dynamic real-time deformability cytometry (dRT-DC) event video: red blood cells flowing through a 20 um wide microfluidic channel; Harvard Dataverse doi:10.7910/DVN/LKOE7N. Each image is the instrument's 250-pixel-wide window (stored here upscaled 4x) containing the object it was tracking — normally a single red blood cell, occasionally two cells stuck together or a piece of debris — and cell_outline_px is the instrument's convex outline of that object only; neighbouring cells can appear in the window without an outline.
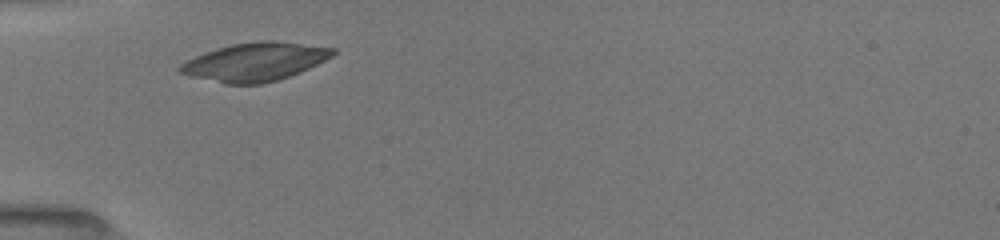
{"species": "common noctule bat (a hibernating species)", "species_latin": "Nyctalus noctula", "temperature_condition": "room temperature", "stored_images_in_passage": 28, "camera_frame_rate_fps": 3000, "um_per_image_px": 0.085, "animal": {"sex": "female", "body_mass_g": 19.5, "forearm_length_mm": 54.1}, "frame": {"image": 1, "passage_image": 1, "time_ms": 0.0, "image_size_px": [1000, 240], "cell_outline_px": [[336, 52], [332, 56], [300, 72], [276, 80], [260, 84], [224, 84], [192, 76], [180, 72], [176, 68], [180, 64], [204, 52], [216, 48], [232, 44], [256, 40], [272, 40], [336, 48]], "centroid_in_image_um": [21.66, 5.24], "position_along_channel_um": 63.3, "area_um2": 33.93}}
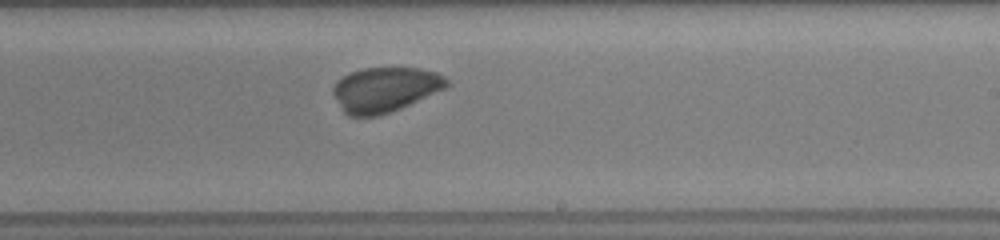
{"frame": {"image": 2, "passage_image": 16, "time_ms": 5.0, "image_size_px": [1000, 240], "cell_outline_px": [[448, 84], [444, 88], [400, 108], [380, 116], [348, 116], [344, 112], [332, 92], [332, 88], [336, 80], [352, 72], [364, 68], [420, 68], [436, 72], [444, 76], [448, 80]], "centroid_in_image_um": [32.7, 7.61], "position_along_channel_um": 256.3, "area_um2": 29.36}}
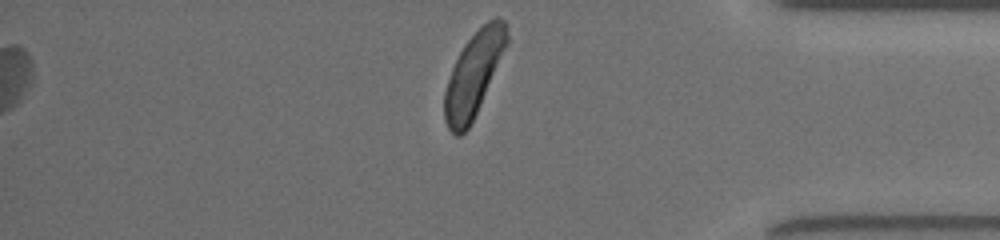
{"frame": {"image": 3, "passage_image": 28, "time_ms": 9.0, "image_size_px": [1000, 240], "cell_outline_px": [[508, 44], [476, 112], [468, 128], [460, 136], [456, 136], [448, 128], [444, 120], [444, 92], [452, 68], [464, 44], [488, 20], [496, 16], [500, 16], [508, 24]], "centroid_in_image_um": [40.27, 6.28], "position_along_channel_um": 394.9, "area_um2": 30.06}}